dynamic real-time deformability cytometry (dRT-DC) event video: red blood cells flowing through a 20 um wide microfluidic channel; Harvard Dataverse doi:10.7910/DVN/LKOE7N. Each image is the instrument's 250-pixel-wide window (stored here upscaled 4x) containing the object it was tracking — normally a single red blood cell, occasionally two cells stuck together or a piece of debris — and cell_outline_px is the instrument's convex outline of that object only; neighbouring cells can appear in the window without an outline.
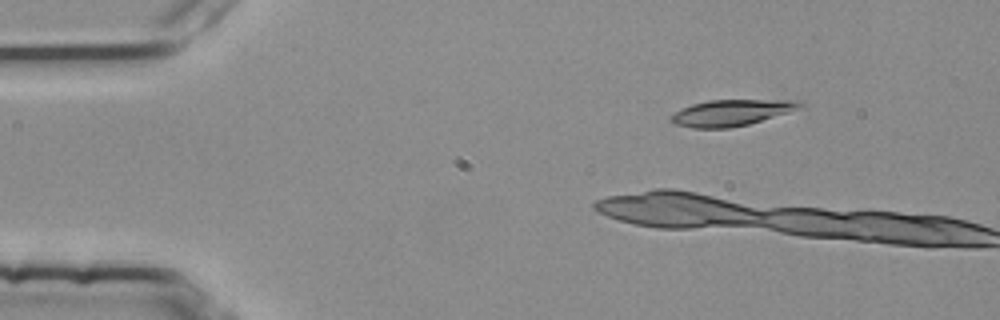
{"species": "common noctule bat (a hibernating species)", "species_latin": "Nyctalus noctula", "temperature_condition": "room temperature", "stored_images_in_passage": 6, "camera_frame_rate_fps": 3000, "um_per_image_px": 0.085, "animal": {"sex": "female", "body_mass_g": 25.1}, "frame": {"image": 1, "passage_image": 2, "time_ms": 0.333, "image_size_px": [1000, 320], "cell_outline_px": [[804, 104], [788, 112], [748, 124], [728, 128], [692, 128], [676, 124], [672, 120], [672, 116], [680, 108], [692, 104], [708, 100], [792, 100]], "centroid_in_image_um": [62.11, 9.58], "position_along_channel_um": 22.9, "area_um2": 19.19}}
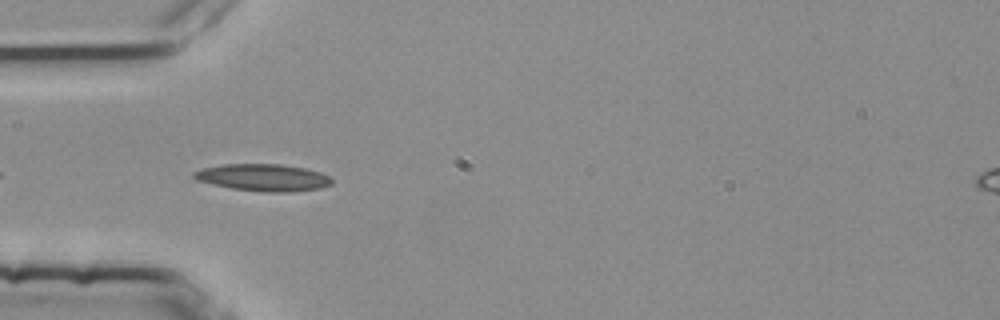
{"frame": {"image": 2, "passage_image": 6, "time_ms": 1.667, "image_size_px": [1000, 320], "cell_outline_px": [[332, 184], [320, 188], [288, 192], [264, 192], [232, 188], [196, 180], [192, 176], [192, 172], [204, 168], [224, 164], [280, 164], [304, 168], [320, 172], [328, 176], [332, 180]], "centroid_in_image_um": [22.37, 15.09], "position_along_channel_um": 62.6, "area_um2": 21.56}}